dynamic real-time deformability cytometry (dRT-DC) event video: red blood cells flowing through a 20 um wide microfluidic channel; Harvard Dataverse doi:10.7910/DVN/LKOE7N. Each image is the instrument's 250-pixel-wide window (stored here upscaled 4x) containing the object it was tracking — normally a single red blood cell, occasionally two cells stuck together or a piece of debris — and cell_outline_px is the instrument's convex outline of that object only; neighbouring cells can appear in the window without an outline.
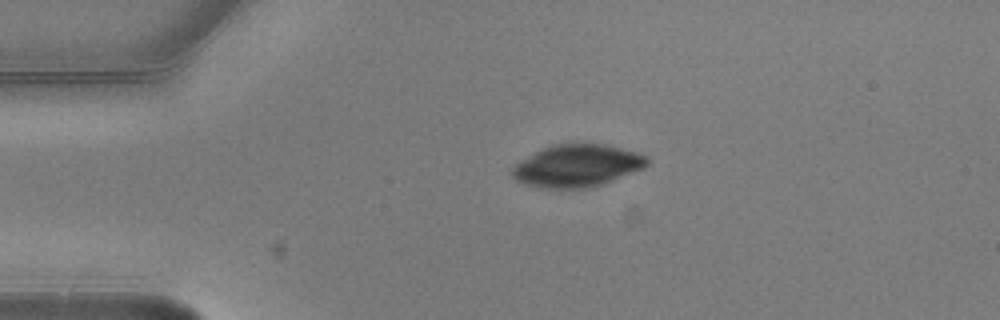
{"species": "common noctule bat (a hibernating species)", "species_latin": "Nyctalus noctula", "temperature_condition": "warm", "stored_images_in_passage": 2, "camera_frame_rate_fps": 3000, "um_per_image_px": 0.085, "animal": {"sex": "male", "body_mass_g": 20.5, "forearm_length_mm": 52.5}, "frame": {"image": 1, "passage_image": 1, "time_ms": 0.0, "image_size_px": [1000, 320], "cell_outline_px": [[648, 164], [644, 168], [612, 180], [600, 184], [580, 188], [548, 188], [524, 184], [516, 180], [512, 176], [512, 168], [520, 160], [552, 144], [608, 144], [636, 152], [648, 156]], "centroid_in_image_um": [49.06, 14.07], "position_along_channel_um": 35.9, "area_um2": 32.89}}